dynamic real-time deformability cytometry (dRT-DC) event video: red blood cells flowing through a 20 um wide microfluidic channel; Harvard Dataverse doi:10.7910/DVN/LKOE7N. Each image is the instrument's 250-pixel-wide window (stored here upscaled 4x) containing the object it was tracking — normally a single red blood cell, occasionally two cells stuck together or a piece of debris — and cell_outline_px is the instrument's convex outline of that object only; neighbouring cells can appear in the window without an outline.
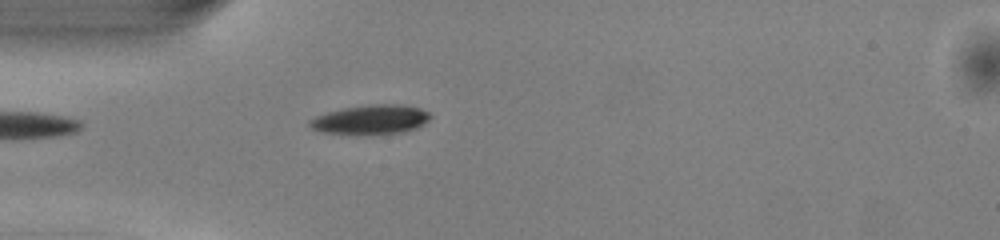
{"species": "common noctule bat (a hibernating species)", "species_latin": "Nyctalus noctula", "temperature_condition": "warm", "stored_images_in_passage": 35, "camera_frame_rate_fps": 3000, "um_per_image_px": 0.085, "animal": {"sex": "male", "body_mass_g": 13.0, "forearm_length_mm": 53.1}, "frame": {"image": 1, "passage_image": 1, "time_ms": 0.0, "image_size_px": [1000, 240], "cell_outline_px": [[432, 116], [424, 124], [416, 128], [400, 132], [324, 132], [312, 128], [308, 124], [308, 120], [316, 116], [328, 112], [344, 108], [368, 104], [404, 104], [420, 108], [428, 112]], "centroid_in_image_um": [31.56, 10.11], "position_along_channel_um": 53.4, "area_um2": 19.88}}
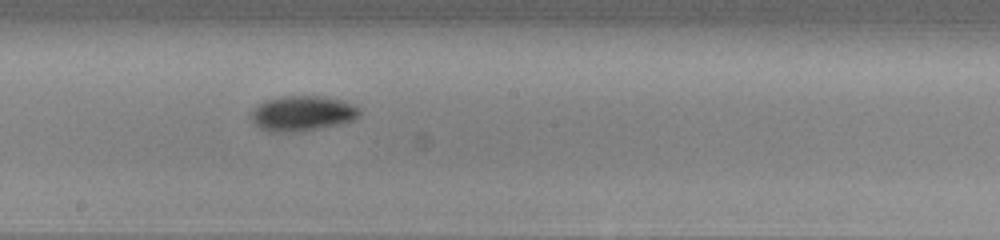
{"frame": {"image": 2, "passage_image": 14, "time_ms": 4.333, "image_size_px": [1000, 240], "cell_outline_px": [[360, 116], [352, 120], [336, 124], [300, 132], [268, 132], [260, 128], [248, 116], [248, 112], [252, 108], [268, 100], [280, 96], [320, 96], [344, 100], [360, 108]], "centroid_in_image_um": [25.66, 9.64], "position_along_channel_um": 222.5, "area_um2": 22.37}}
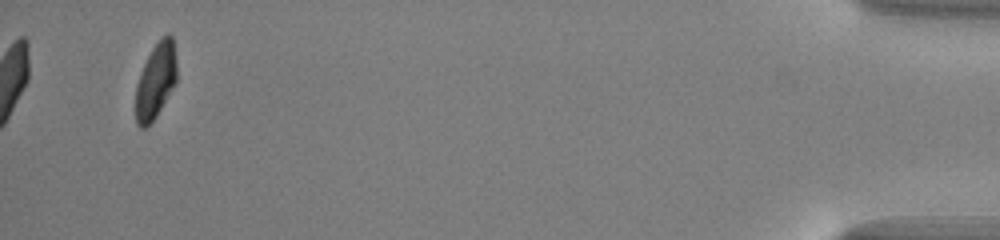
{"frame": {"image": 3, "passage_image": 35, "time_ms": 11.333, "image_size_px": [1000, 240], "cell_outline_px": [[176, 84], [156, 116], [144, 128], [140, 128], [136, 124], [136, 84], [140, 72], [152, 48], [168, 32], [172, 36], [176, 60]], "centroid_in_image_um": [13.24, 6.88], "position_along_channel_um": 422.0, "area_um2": 17.92}, "authors_computed_cell_mechanics": {"area_um2": 20.9236, "velocity_mm_per_s": 4.0748, "shape_relaxation_time_tau1_ms": 1.9163, "shape_relaxation_time_tau2_ms": null, "deformation_change_tau1": 0.1201, "deformation_change_tau2": null}}